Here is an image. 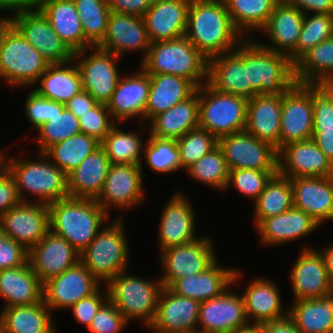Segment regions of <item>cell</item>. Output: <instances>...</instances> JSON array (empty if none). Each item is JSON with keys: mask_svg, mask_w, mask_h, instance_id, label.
I'll return each instance as SVG.
<instances>
[{"mask_svg": "<svg viewBox=\"0 0 333 333\" xmlns=\"http://www.w3.org/2000/svg\"><path fill=\"white\" fill-rule=\"evenodd\" d=\"M333 37V14H304L296 46V62L311 48Z\"/></svg>", "mask_w": 333, "mask_h": 333, "instance_id": "obj_51", "label": "cell"}, {"mask_svg": "<svg viewBox=\"0 0 333 333\" xmlns=\"http://www.w3.org/2000/svg\"><path fill=\"white\" fill-rule=\"evenodd\" d=\"M306 212L292 207L276 216L264 219L257 227L261 243L264 245H282L303 238L320 228Z\"/></svg>", "mask_w": 333, "mask_h": 333, "instance_id": "obj_33", "label": "cell"}, {"mask_svg": "<svg viewBox=\"0 0 333 333\" xmlns=\"http://www.w3.org/2000/svg\"><path fill=\"white\" fill-rule=\"evenodd\" d=\"M305 13L333 14V0H286ZM310 11V12H309Z\"/></svg>", "mask_w": 333, "mask_h": 333, "instance_id": "obj_62", "label": "cell"}, {"mask_svg": "<svg viewBox=\"0 0 333 333\" xmlns=\"http://www.w3.org/2000/svg\"><path fill=\"white\" fill-rule=\"evenodd\" d=\"M42 0H0V11H10L12 15L39 9Z\"/></svg>", "mask_w": 333, "mask_h": 333, "instance_id": "obj_64", "label": "cell"}, {"mask_svg": "<svg viewBox=\"0 0 333 333\" xmlns=\"http://www.w3.org/2000/svg\"><path fill=\"white\" fill-rule=\"evenodd\" d=\"M3 165V160H0V167Z\"/></svg>", "mask_w": 333, "mask_h": 333, "instance_id": "obj_72", "label": "cell"}, {"mask_svg": "<svg viewBox=\"0 0 333 333\" xmlns=\"http://www.w3.org/2000/svg\"><path fill=\"white\" fill-rule=\"evenodd\" d=\"M11 24V17H1L0 16V41L2 38L3 33L8 28V26Z\"/></svg>", "mask_w": 333, "mask_h": 333, "instance_id": "obj_69", "label": "cell"}, {"mask_svg": "<svg viewBox=\"0 0 333 333\" xmlns=\"http://www.w3.org/2000/svg\"><path fill=\"white\" fill-rule=\"evenodd\" d=\"M43 284L27 261L13 269L0 270V296L5 307L32 305L42 301Z\"/></svg>", "mask_w": 333, "mask_h": 333, "instance_id": "obj_36", "label": "cell"}, {"mask_svg": "<svg viewBox=\"0 0 333 333\" xmlns=\"http://www.w3.org/2000/svg\"><path fill=\"white\" fill-rule=\"evenodd\" d=\"M64 108V104L41 97L32 90L26 97L24 111L33 128L37 129Z\"/></svg>", "mask_w": 333, "mask_h": 333, "instance_id": "obj_56", "label": "cell"}, {"mask_svg": "<svg viewBox=\"0 0 333 333\" xmlns=\"http://www.w3.org/2000/svg\"><path fill=\"white\" fill-rule=\"evenodd\" d=\"M116 124L107 106L100 103L79 118L81 133L92 136L100 142Z\"/></svg>", "mask_w": 333, "mask_h": 333, "instance_id": "obj_55", "label": "cell"}, {"mask_svg": "<svg viewBox=\"0 0 333 333\" xmlns=\"http://www.w3.org/2000/svg\"><path fill=\"white\" fill-rule=\"evenodd\" d=\"M118 124L101 141L100 147L105 151L111 164L141 165V154L145 144L140 134L137 131L125 132L117 126Z\"/></svg>", "mask_w": 333, "mask_h": 333, "instance_id": "obj_46", "label": "cell"}, {"mask_svg": "<svg viewBox=\"0 0 333 333\" xmlns=\"http://www.w3.org/2000/svg\"><path fill=\"white\" fill-rule=\"evenodd\" d=\"M260 327L262 333H300L289 316L261 324Z\"/></svg>", "mask_w": 333, "mask_h": 333, "instance_id": "obj_66", "label": "cell"}, {"mask_svg": "<svg viewBox=\"0 0 333 333\" xmlns=\"http://www.w3.org/2000/svg\"><path fill=\"white\" fill-rule=\"evenodd\" d=\"M186 172L196 181L221 191L226 190L230 169L223 151L217 145L191 165Z\"/></svg>", "mask_w": 333, "mask_h": 333, "instance_id": "obj_48", "label": "cell"}, {"mask_svg": "<svg viewBox=\"0 0 333 333\" xmlns=\"http://www.w3.org/2000/svg\"><path fill=\"white\" fill-rule=\"evenodd\" d=\"M0 333H6L2 323L0 322Z\"/></svg>", "mask_w": 333, "mask_h": 333, "instance_id": "obj_71", "label": "cell"}, {"mask_svg": "<svg viewBox=\"0 0 333 333\" xmlns=\"http://www.w3.org/2000/svg\"><path fill=\"white\" fill-rule=\"evenodd\" d=\"M295 81L333 84V37L311 48L295 63Z\"/></svg>", "mask_w": 333, "mask_h": 333, "instance_id": "obj_42", "label": "cell"}, {"mask_svg": "<svg viewBox=\"0 0 333 333\" xmlns=\"http://www.w3.org/2000/svg\"><path fill=\"white\" fill-rule=\"evenodd\" d=\"M242 271L222 267L216 260L199 274L177 279L169 289L175 294L191 298L200 303L220 296L225 290L241 280ZM238 281V282H237Z\"/></svg>", "mask_w": 333, "mask_h": 333, "instance_id": "obj_28", "label": "cell"}, {"mask_svg": "<svg viewBox=\"0 0 333 333\" xmlns=\"http://www.w3.org/2000/svg\"><path fill=\"white\" fill-rule=\"evenodd\" d=\"M6 156V154L3 153V151H0V160H3Z\"/></svg>", "mask_w": 333, "mask_h": 333, "instance_id": "obj_70", "label": "cell"}, {"mask_svg": "<svg viewBox=\"0 0 333 333\" xmlns=\"http://www.w3.org/2000/svg\"><path fill=\"white\" fill-rule=\"evenodd\" d=\"M181 170L185 171L218 145V140L207 130L195 128L177 139Z\"/></svg>", "mask_w": 333, "mask_h": 333, "instance_id": "obj_52", "label": "cell"}, {"mask_svg": "<svg viewBox=\"0 0 333 333\" xmlns=\"http://www.w3.org/2000/svg\"><path fill=\"white\" fill-rule=\"evenodd\" d=\"M28 261V250L8 238L0 228V270L13 269Z\"/></svg>", "mask_w": 333, "mask_h": 333, "instance_id": "obj_59", "label": "cell"}, {"mask_svg": "<svg viewBox=\"0 0 333 333\" xmlns=\"http://www.w3.org/2000/svg\"><path fill=\"white\" fill-rule=\"evenodd\" d=\"M72 62L50 64L36 82L40 87L33 91L41 97L65 105L83 90L80 71L77 64Z\"/></svg>", "mask_w": 333, "mask_h": 333, "instance_id": "obj_39", "label": "cell"}, {"mask_svg": "<svg viewBox=\"0 0 333 333\" xmlns=\"http://www.w3.org/2000/svg\"><path fill=\"white\" fill-rule=\"evenodd\" d=\"M281 0H224L234 27L245 38L260 31ZM245 35V36H244Z\"/></svg>", "mask_w": 333, "mask_h": 333, "instance_id": "obj_43", "label": "cell"}, {"mask_svg": "<svg viewBox=\"0 0 333 333\" xmlns=\"http://www.w3.org/2000/svg\"><path fill=\"white\" fill-rule=\"evenodd\" d=\"M288 316L300 333H333V292L293 302L288 307Z\"/></svg>", "mask_w": 333, "mask_h": 333, "instance_id": "obj_41", "label": "cell"}, {"mask_svg": "<svg viewBox=\"0 0 333 333\" xmlns=\"http://www.w3.org/2000/svg\"><path fill=\"white\" fill-rule=\"evenodd\" d=\"M140 64L148 75L181 76L190 80L197 88L207 83L208 59L185 36L151 43Z\"/></svg>", "mask_w": 333, "mask_h": 333, "instance_id": "obj_4", "label": "cell"}, {"mask_svg": "<svg viewBox=\"0 0 333 333\" xmlns=\"http://www.w3.org/2000/svg\"><path fill=\"white\" fill-rule=\"evenodd\" d=\"M207 83L219 92L251 99L257 93L248 83L244 40L229 53L208 59Z\"/></svg>", "mask_w": 333, "mask_h": 333, "instance_id": "obj_21", "label": "cell"}, {"mask_svg": "<svg viewBox=\"0 0 333 333\" xmlns=\"http://www.w3.org/2000/svg\"><path fill=\"white\" fill-rule=\"evenodd\" d=\"M39 9L73 53L93 47L84 37L73 0H42Z\"/></svg>", "mask_w": 333, "mask_h": 333, "instance_id": "obj_34", "label": "cell"}, {"mask_svg": "<svg viewBox=\"0 0 333 333\" xmlns=\"http://www.w3.org/2000/svg\"><path fill=\"white\" fill-rule=\"evenodd\" d=\"M293 207L291 180L277 173L266 183L264 190L254 202L256 227L264 220L283 213Z\"/></svg>", "mask_w": 333, "mask_h": 333, "instance_id": "obj_44", "label": "cell"}, {"mask_svg": "<svg viewBox=\"0 0 333 333\" xmlns=\"http://www.w3.org/2000/svg\"><path fill=\"white\" fill-rule=\"evenodd\" d=\"M102 285L79 261L43 284L42 300L51 312L70 309L79 300L94 294Z\"/></svg>", "mask_w": 333, "mask_h": 333, "instance_id": "obj_13", "label": "cell"}, {"mask_svg": "<svg viewBox=\"0 0 333 333\" xmlns=\"http://www.w3.org/2000/svg\"><path fill=\"white\" fill-rule=\"evenodd\" d=\"M144 146V159L153 171L163 174L181 171L180 155L175 139H161L149 134Z\"/></svg>", "mask_w": 333, "mask_h": 333, "instance_id": "obj_49", "label": "cell"}, {"mask_svg": "<svg viewBox=\"0 0 333 333\" xmlns=\"http://www.w3.org/2000/svg\"><path fill=\"white\" fill-rule=\"evenodd\" d=\"M142 165L111 164L96 202L109 214L111 207L122 211L143 202Z\"/></svg>", "mask_w": 333, "mask_h": 333, "instance_id": "obj_15", "label": "cell"}, {"mask_svg": "<svg viewBox=\"0 0 333 333\" xmlns=\"http://www.w3.org/2000/svg\"><path fill=\"white\" fill-rule=\"evenodd\" d=\"M211 236H201L191 242L173 246L161 254L163 275L160 280L164 287H170L177 279L195 275L209 268L217 259Z\"/></svg>", "mask_w": 333, "mask_h": 333, "instance_id": "obj_10", "label": "cell"}, {"mask_svg": "<svg viewBox=\"0 0 333 333\" xmlns=\"http://www.w3.org/2000/svg\"><path fill=\"white\" fill-rule=\"evenodd\" d=\"M49 65L11 23L0 41V78L11 87L32 86Z\"/></svg>", "mask_w": 333, "mask_h": 333, "instance_id": "obj_8", "label": "cell"}, {"mask_svg": "<svg viewBox=\"0 0 333 333\" xmlns=\"http://www.w3.org/2000/svg\"><path fill=\"white\" fill-rule=\"evenodd\" d=\"M11 23L50 64L73 60L74 53L58 37L40 9L12 15Z\"/></svg>", "mask_w": 333, "mask_h": 333, "instance_id": "obj_16", "label": "cell"}, {"mask_svg": "<svg viewBox=\"0 0 333 333\" xmlns=\"http://www.w3.org/2000/svg\"><path fill=\"white\" fill-rule=\"evenodd\" d=\"M128 321L108 299L94 316L88 327L90 333H121Z\"/></svg>", "mask_w": 333, "mask_h": 333, "instance_id": "obj_57", "label": "cell"}, {"mask_svg": "<svg viewBox=\"0 0 333 333\" xmlns=\"http://www.w3.org/2000/svg\"><path fill=\"white\" fill-rule=\"evenodd\" d=\"M293 207L306 212L319 225L333 220V176L291 178Z\"/></svg>", "mask_w": 333, "mask_h": 333, "instance_id": "obj_29", "label": "cell"}, {"mask_svg": "<svg viewBox=\"0 0 333 333\" xmlns=\"http://www.w3.org/2000/svg\"><path fill=\"white\" fill-rule=\"evenodd\" d=\"M101 146L96 138L79 133L47 148L43 154L68 176Z\"/></svg>", "mask_w": 333, "mask_h": 333, "instance_id": "obj_45", "label": "cell"}, {"mask_svg": "<svg viewBox=\"0 0 333 333\" xmlns=\"http://www.w3.org/2000/svg\"><path fill=\"white\" fill-rule=\"evenodd\" d=\"M191 0H154L143 16L150 43L183 37Z\"/></svg>", "mask_w": 333, "mask_h": 333, "instance_id": "obj_30", "label": "cell"}, {"mask_svg": "<svg viewBox=\"0 0 333 333\" xmlns=\"http://www.w3.org/2000/svg\"><path fill=\"white\" fill-rule=\"evenodd\" d=\"M97 104L98 102L88 92L82 90L79 94L70 99L65 104V107L79 119Z\"/></svg>", "mask_w": 333, "mask_h": 333, "instance_id": "obj_63", "label": "cell"}, {"mask_svg": "<svg viewBox=\"0 0 333 333\" xmlns=\"http://www.w3.org/2000/svg\"><path fill=\"white\" fill-rule=\"evenodd\" d=\"M21 202L14 178L2 165L0 167V218Z\"/></svg>", "mask_w": 333, "mask_h": 333, "instance_id": "obj_60", "label": "cell"}, {"mask_svg": "<svg viewBox=\"0 0 333 333\" xmlns=\"http://www.w3.org/2000/svg\"><path fill=\"white\" fill-rule=\"evenodd\" d=\"M150 88L146 104V121L190 97L197 87L188 79L171 74L149 75Z\"/></svg>", "mask_w": 333, "mask_h": 333, "instance_id": "obj_38", "label": "cell"}, {"mask_svg": "<svg viewBox=\"0 0 333 333\" xmlns=\"http://www.w3.org/2000/svg\"><path fill=\"white\" fill-rule=\"evenodd\" d=\"M110 165L101 147L87 156L67 176L69 197L96 200L103 189Z\"/></svg>", "mask_w": 333, "mask_h": 333, "instance_id": "obj_37", "label": "cell"}, {"mask_svg": "<svg viewBox=\"0 0 333 333\" xmlns=\"http://www.w3.org/2000/svg\"><path fill=\"white\" fill-rule=\"evenodd\" d=\"M47 206L49 230L65 238L80 254L110 216L93 199L67 197Z\"/></svg>", "mask_w": 333, "mask_h": 333, "instance_id": "obj_2", "label": "cell"}, {"mask_svg": "<svg viewBox=\"0 0 333 333\" xmlns=\"http://www.w3.org/2000/svg\"><path fill=\"white\" fill-rule=\"evenodd\" d=\"M180 192H175L166 203L160 217L158 240L161 251L196 240L195 212L192 202Z\"/></svg>", "mask_w": 333, "mask_h": 333, "instance_id": "obj_26", "label": "cell"}, {"mask_svg": "<svg viewBox=\"0 0 333 333\" xmlns=\"http://www.w3.org/2000/svg\"><path fill=\"white\" fill-rule=\"evenodd\" d=\"M290 279L294 301L321 298L333 292L323 255L306 245L293 265Z\"/></svg>", "mask_w": 333, "mask_h": 333, "instance_id": "obj_20", "label": "cell"}, {"mask_svg": "<svg viewBox=\"0 0 333 333\" xmlns=\"http://www.w3.org/2000/svg\"><path fill=\"white\" fill-rule=\"evenodd\" d=\"M105 292V293H104ZM101 291V287L91 296L79 300L70 310H72L74 318L80 323L88 327L101 306L108 300V291Z\"/></svg>", "mask_w": 333, "mask_h": 333, "instance_id": "obj_58", "label": "cell"}, {"mask_svg": "<svg viewBox=\"0 0 333 333\" xmlns=\"http://www.w3.org/2000/svg\"><path fill=\"white\" fill-rule=\"evenodd\" d=\"M282 95L257 94L247 103L245 130L280 150Z\"/></svg>", "mask_w": 333, "mask_h": 333, "instance_id": "obj_31", "label": "cell"}, {"mask_svg": "<svg viewBox=\"0 0 333 333\" xmlns=\"http://www.w3.org/2000/svg\"><path fill=\"white\" fill-rule=\"evenodd\" d=\"M150 135L179 139L199 127V88L187 99L156 115L150 122Z\"/></svg>", "mask_w": 333, "mask_h": 333, "instance_id": "obj_35", "label": "cell"}, {"mask_svg": "<svg viewBox=\"0 0 333 333\" xmlns=\"http://www.w3.org/2000/svg\"><path fill=\"white\" fill-rule=\"evenodd\" d=\"M312 131L311 84L295 83L282 94L280 149L293 142L312 139Z\"/></svg>", "mask_w": 333, "mask_h": 333, "instance_id": "obj_14", "label": "cell"}, {"mask_svg": "<svg viewBox=\"0 0 333 333\" xmlns=\"http://www.w3.org/2000/svg\"><path fill=\"white\" fill-rule=\"evenodd\" d=\"M313 131L333 128V84H311Z\"/></svg>", "mask_w": 333, "mask_h": 333, "instance_id": "obj_54", "label": "cell"}, {"mask_svg": "<svg viewBox=\"0 0 333 333\" xmlns=\"http://www.w3.org/2000/svg\"><path fill=\"white\" fill-rule=\"evenodd\" d=\"M248 99L222 93L208 83L199 87V127L217 140L244 131Z\"/></svg>", "mask_w": 333, "mask_h": 333, "instance_id": "obj_9", "label": "cell"}, {"mask_svg": "<svg viewBox=\"0 0 333 333\" xmlns=\"http://www.w3.org/2000/svg\"><path fill=\"white\" fill-rule=\"evenodd\" d=\"M200 302L163 287L155 318L148 329L154 333H197Z\"/></svg>", "mask_w": 333, "mask_h": 333, "instance_id": "obj_23", "label": "cell"}, {"mask_svg": "<svg viewBox=\"0 0 333 333\" xmlns=\"http://www.w3.org/2000/svg\"><path fill=\"white\" fill-rule=\"evenodd\" d=\"M32 271L44 284L80 261V253L63 237L51 232L28 251Z\"/></svg>", "mask_w": 333, "mask_h": 333, "instance_id": "obj_19", "label": "cell"}, {"mask_svg": "<svg viewBox=\"0 0 333 333\" xmlns=\"http://www.w3.org/2000/svg\"><path fill=\"white\" fill-rule=\"evenodd\" d=\"M87 50L75 52L73 57L81 74L83 90L98 103L106 105L121 77L116 67V61L121 57L99 47H91L92 52L88 55Z\"/></svg>", "mask_w": 333, "mask_h": 333, "instance_id": "obj_11", "label": "cell"}, {"mask_svg": "<svg viewBox=\"0 0 333 333\" xmlns=\"http://www.w3.org/2000/svg\"><path fill=\"white\" fill-rule=\"evenodd\" d=\"M0 228L8 238L29 251L49 231L48 206L21 202L0 218Z\"/></svg>", "mask_w": 333, "mask_h": 333, "instance_id": "obj_17", "label": "cell"}, {"mask_svg": "<svg viewBox=\"0 0 333 333\" xmlns=\"http://www.w3.org/2000/svg\"><path fill=\"white\" fill-rule=\"evenodd\" d=\"M230 289L200 303L197 333H232L249 324L242 294Z\"/></svg>", "mask_w": 333, "mask_h": 333, "instance_id": "obj_18", "label": "cell"}, {"mask_svg": "<svg viewBox=\"0 0 333 333\" xmlns=\"http://www.w3.org/2000/svg\"><path fill=\"white\" fill-rule=\"evenodd\" d=\"M244 66L248 83L257 94L282 95L296 83L290 58L264 48L251 37L244 39Z\"/></svg>", "mask_w": 333, "mask_h": 333, "instance_id": "obj_5", "label": "cell"}, {"mask_svg": "<svg viewBox=\"0 0 333 333\" xmlns=\"http://www.w3.org/2000/svg\"><path fill=\"white\" fill-rule=\"evenodd\" d=\"M105 287L108 299L128 322L139 319L149 328L155 318L159 296L164 287L160 278L149 281L143 277L130 276L125 270L111 279Z\"/></svg>", "mask_w": 333, "mask_h": 333, "instance_id": "obj_7", "label": "cell"}, {"mask_svg": "<svg viewBox=\"0 0 333 333\" xmlns=\"http://www.w3.org/2000/svg\"><path fill=\"white\" fill-rule=\"evenodd\" d=\"M150 44L143 17L111 12L105 37L97 47L119 57L129 51L143 50L142 62Z\"/></svg>", "mask_w": 333, "mask_h": 333, "instance_id": "obj_25", "label": "cell"}, {"mask_svg": "<svg viewBox=\"0 0 333 333\" xmlns=\"http://www.w3.org/2000/svg\"><path fill=\"white\" fill-rule=\"evenodd\" d=\"M150 88L149 75L140 67L131 75L120 77L115 90L106 104L112 118L119 124L136 116L139 125L146 121V104ZM129 118V119H128Z\"/></svg>", "mask_w": 333, "mask_h": 333, "instance_id": "obj_24", "label": "cell"}, {"mask_svg": "<svg viewBox=\"0 0 333 333\" xmlns=\"http://www.w3.org/2000/svg\"><path fill=\"white\" fill-rule=\"evenodd\" d=\"M323 255V259L325 262V267L328 271L330 283L333 288V245H329L327 247H324L323 250L320 251Z\"/></svg>", "mask_w": 333, "mask_h": 333, "instance_id": "obj_67", "label": "cell"}, {"mask_svg": "<svg viewBox=\"0 0 333 333\" xmlns=\"http://www.w3.org/2000/svg\"><path fill=\"white\" fill-rule=\"evenodd\" d=\"M232 333H262L260 325L248 324L243 328H238Z\"/></svg>", "mask_w": 333, "mask_h": 333, "instance_id": "obj_68", "label": "cell"}, {"mask_svg": "<svg viewBox=\"0 0 333 333\" xmlns=\"http://www.w3.org/2000/svg\"><path fill=\"white\" fill-rule=\"evenodd\" d=\"M85 39L97 47L104 39L111 10L108 0H73Z\"/></svg>", "mask_w": 333, "mask_h": 333, "instance_id": "obj_47", "label": "cell"}, {"mask_svg": "<svg viewBox=\"0 0 333 333\" xmlns=\"http://www.w3.org/2000/svg\"><path fill=\"white\" fill-rule=\"evenodd\" d=\"M36 130H38V153H43L51 145L81 133L79 119L66 107Z\"/></svg>", "mask_w": 333, "mask_h": 333, "instance_id": "obj_50", "label": "cell"}, {"mask_svg": "<svg viewBox=\"0 0 333 333\" xmlns=\"http://www.w3.org/2000/svg\"><path fill=\"white\" fill-rule=\"evenodd\" d=\"M2 309L0 322L6 333H57L52 313L43 300L37 304Z\"/></svg>", "mask_w": 333, "mask_h": 333, "instance_id": "obj_40", "label": "cell"}, {"mask_svg": "<svg viewBox=\"0 0 333 333\" xmlns=\"http://www.w3.org/2000/svg\"><path fill=\"white\" fill-rule=\"evenodd\" d=\"M304 22V13L281 0L274 8L265 26L260 32L268 34L270 44H261L264 48L287 55L296 63V46Z\"/></svg>", "mask_w": 333, "mask_h": 333, "instance_id": "obj_27", "label": "cell"}, {"mask_svg": "<svg viewBox=\"0 0 333 333\" xmlns=\"http://www.w3.org/2000/svg\"><path fill=\"white\" fill-rule=\"evenodd\" d=\"M38 155L39 159L35 161L27 158L3 159V166L14 178L21 201L30 202L25 196V193L29 192L37 199L33 202L46 205L69 197L65 172L49 161L43 153Z\"/></svg>", "mask_w": 333, "mask_h": 333, "instance_id": "obj_3", "label": "cell"}, {"mask_svg": "<svg viewBox=\"0 0 333 333\" xmlns=\"http://www.w3.org/2000/svg\"><path fill=\"white\" fill-rule=\"evenodd\" d=\"M246 287L242 296L249 324L261 325L288 316V308L282 309L280 291L274 281L255 278Z\"/></svg>", "mask_w": 333, "mask_h": 333, "instance_id": "obj_32", "label": "cell"}, {"mask_svg": "<svg viewBox=\"0 0 333 333\" xmlns=\"http://www.w3.org/2000/svg\"><path fill=\"white\" fill-rule=\"evenodd\" d=\"M228 167L232 169L278 170V151L246 130L218 139Z\"/></svg>", "mask_w": 333, "mask_h": 333, "instance_id": "obj_12", "label": "cell"}, {"mask_svg": "<svg viewBox=\"0 0 333 333\" xmlns=\"http://www.w3.org/2000/svg\"><path fill=\"white\" fill-rule=\"evenodd\" d=\"M278 173L289 179L331 177L333 164L312 139L287 144L278 151Z\"/></svg>", "mask_w": 333, "mask_h": 333, "instance_id": "obj_22", "label": "cell"}, {"mask_svg": "<svg viewBox=\"0 0 333 333\" xmlns=\"http://www.w3.org/2000/svg\"><path fill=\"white\" fill-rule=\"evenodd\" d=\"M154 0H108L111 12L143 17Z\"/></svg>", "mask_w": 333, "mask_h": 333, "instance_id": "obj_61", "label": "cell"}, {"mask_svg": "<svg viewBox=\"0 0 333 333\" xmlns=\"http://www.w3.org/2000/svg\"><path fill=\"white\" fill-rule=\"evenodd\" d=\"M312 140L333 164V128L312 132Z\"/></svg>", "mask_w": 333, "mask_h": 333, "instance_id": "obj_65", "label": "cell"}, {"mask_svg": "<svg viewBox=\"0 0 333 333\" xmlns=\"http://www.w3.org/2000/svg\"><path fill=\"white\" fill-rule=\"evenodd\" d=\"M184 36L207 59L232 52L244 39L224 0H191Z\"/></svg>", "mask_w": 333, "mask_h": 333, "instance_id": "obj_1", "label": "cell"}, {"mask_svg": "<svg viewBox=\"0 0 333 333\" xmlns=\"http://www.w3.org/2000/svg\"><path fill=\"white\" fill-rule=\"evenodd\" d=\"M277 173L278 170L232 169L229 172L226 189L233 186L239 193L252 198L255 202L266 183Z\"/></svg>", "mask_w": 333, "mask_h": 333, "instance_id": "obj_53", "label": "cell"}, {"mask_svg": "<svg viewBox=\"0 0 333 333\" xmlns=\"http://www.w3.org/2000/svg\"><path fill=\"white\" fill-rule=\"evenodd\" d=\"M123 217L97 232L87 248L80 254V261L90 273L105 285L122 271L128 269L129 247Z\"/></svg>", "mask_w": 333, "mask_h": 333, "instance_id": "obj_6", "label": "cell"}]
</instances>
